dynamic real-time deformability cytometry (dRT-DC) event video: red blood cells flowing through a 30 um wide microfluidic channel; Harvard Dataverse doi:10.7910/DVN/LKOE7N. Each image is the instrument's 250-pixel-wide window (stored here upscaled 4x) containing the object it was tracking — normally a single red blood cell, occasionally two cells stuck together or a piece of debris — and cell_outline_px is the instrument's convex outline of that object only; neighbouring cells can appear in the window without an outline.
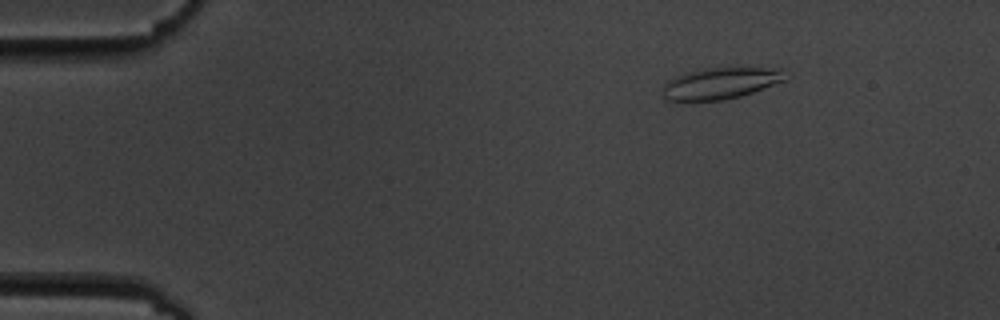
{"species": "common noctule bat (a hibernating species)", "species_latin": "Nyctalus noctula", "temperature_condition": "cold", "stored_images_in_passage": 6, "camera_frame_rate_fps": 3000, "um_per_image_px": 0.085, "animal": {"sex": "male", "body_mass_g": 19.5, "forearm_length_mm": 54.6}, "frame": {"image": 1, "passage_image": 3, "time_ms": 2.333, "image_size_px": [1000, 320], "cell_outline_px": [[784, 80], [752, 92], [740, 96], [724, 100], [684, 104], [680, 104], [664, 100], [664, 84], [668, 80], [676, 76], [688, 72], [704, 68], [784, 68]], "centroid_in_image_um": [61.12, 7.13], "position_along_channel_um": 23.9, "area_um2": 22.95}}
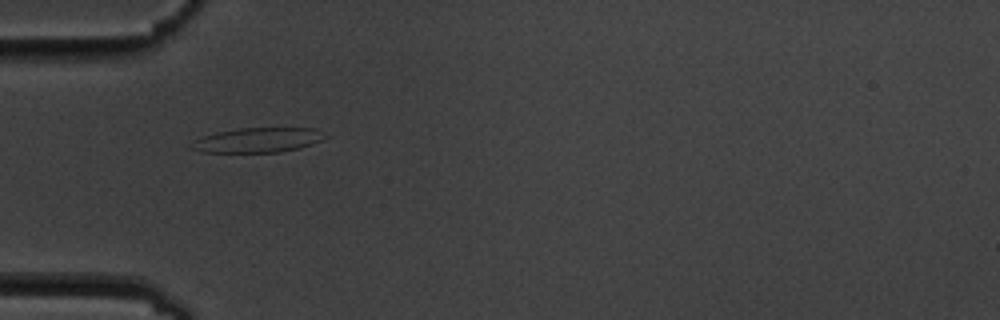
{"frame": {"image": 2, "passage_image": 5, "time_ms": 5.667, "image_size_px": [1000, 320], "cell_outline_px": [[328, 136], [324, 140], [300, 148], [280, 152], [200, 152], [188, 148], [196, 140], [204, 136], [216, 132], [240, 128], [316, 128]], "centroid_in_image_um": [21.95, 11.91], "position_along_channel_um": 63.0, "area_um2": 19.31}}